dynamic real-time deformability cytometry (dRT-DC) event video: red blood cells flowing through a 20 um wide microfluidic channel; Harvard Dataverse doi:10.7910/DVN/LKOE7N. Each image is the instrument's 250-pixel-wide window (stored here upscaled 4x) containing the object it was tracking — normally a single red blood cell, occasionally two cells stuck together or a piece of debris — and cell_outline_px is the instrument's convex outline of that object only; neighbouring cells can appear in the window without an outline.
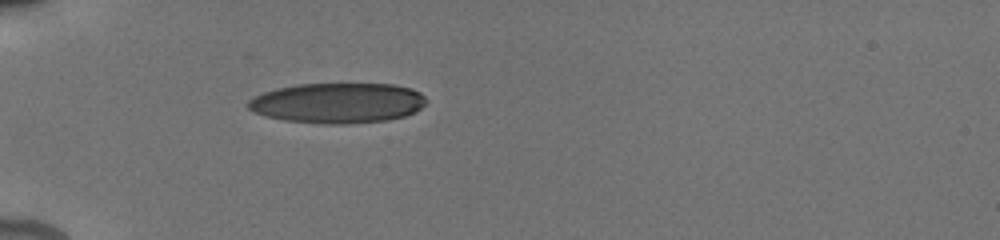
{"species": "human", "species_latin": "Homo sapiens", "temperature_condition": "cold", "stored_images_in_passage": 6, "camera_frame_rate_fps": 3000, "um_per_image_px": 0.085, "donor": {"sex": "male"}, "frame": {"image": 1, "passage_image": 1, "time_ms": 0.0, "image_size_px": [1000, 240], "cell_outline_px": [[428, 100], [416, 112], [404, 116], [388, 120], [344, 124], [324, 124], [284, 120], [264, 116], [248, 108], [248, 100], [252, 96], [276, 88], [296, 84], [392, 84], [412, 88], [420, 92]], "centroid_in_image_um": [28.7, 8.75], "position_along_channel_um": 56.3, "area_um2": 42.02}}
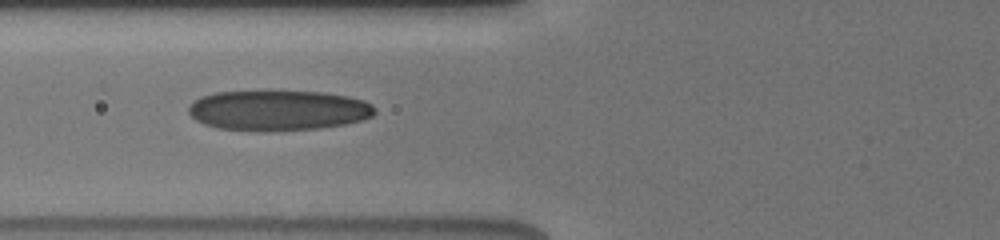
{"frame": {"image": 2, "passage_image": 5, "time_ms": 1.667, "image_size_px": [1000, 240], "cell_outline_px": [[376, 112], [372, 116], [364, 120], [344, 124], [320, 128], [272, 132], [264, 132], [216, 128], [204, 124], [196, 120], [188, 112], [188, 108], [200, 96], [216, 92], [324, 92], [348, 96], [364, 100], [372, 104], [376, 108]], "centroid_in_image_um": [23.68, 9.4], "position_along_channel_um": 102.1, "area_um2": 43.99}}